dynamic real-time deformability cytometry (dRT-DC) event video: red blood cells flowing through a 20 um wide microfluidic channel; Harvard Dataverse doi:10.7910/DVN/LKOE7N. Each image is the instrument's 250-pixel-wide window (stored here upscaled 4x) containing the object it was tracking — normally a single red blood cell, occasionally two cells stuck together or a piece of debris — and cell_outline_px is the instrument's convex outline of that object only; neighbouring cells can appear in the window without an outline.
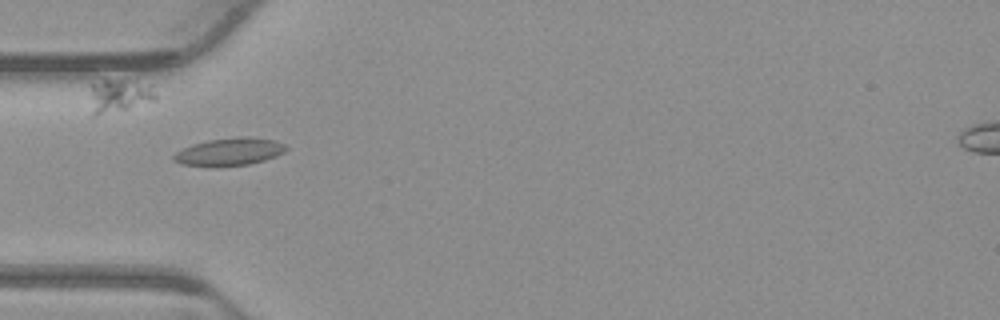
{"species": "common noctule bat (a hibernating species)", "species_latin": "Nyctalus noctula", "temperature_condition": "warm", "stored_images_in_passage": 41, "camera_frame_rate_fps": 3000, "um_per_image_px": 0.085, "animal": {"sex": "male", "body_mass_g": 23.1, "forearm_length_mm": 52.7}, "frame": {"image": 1, "passage_image": 4, "time_ms": 1.0, "image_size_px": [1000, 320], "cell_outline_px": [[288, 148], [284, 152], [276, 156], [264, 160], [248, 164], [212, 168], [180, 164], [172, 160], [172, 156], [176, 152], [192, 144], [208, 140], [236, 136], [248, 136], [272, 140], [284, 144]], "centroid_in_image_um": [19.45, 12.91], "position_along_channel_um": 65.6, "area_um2": 18.44}}
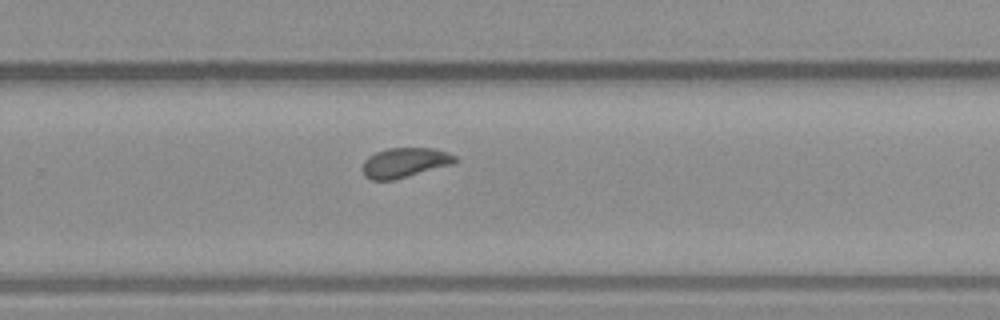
{"frame": {"image": 2, "passage_image": 22, "time_ms": 7.0, "image_size_px": [1000, 320], "cell_outline_px": [[460, 160], [456, 164], [396, 180], [372, 180], [364, 176], [360, 168], [364, 160], [368, 156], [376, 152], [388, 148], [432, 148], [448, 152], [456, 156]], "centroid_in_image_um": [34.43, 13.84], "position_along_channel_um": 295.4, "area_um2": 16.65}}
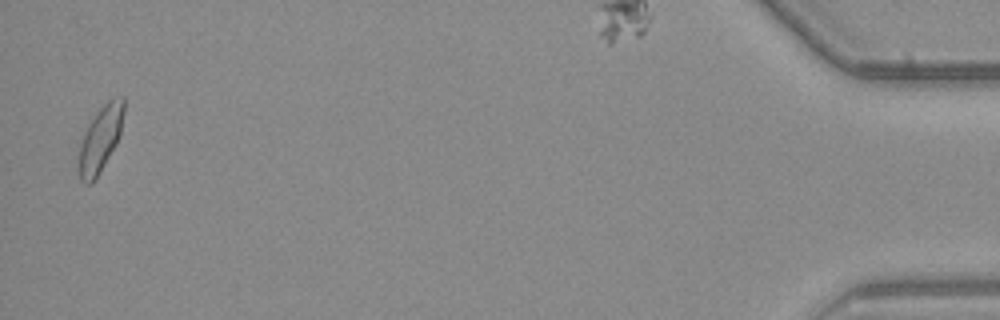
{"frame": {"image": 3, "passage_image": 40, "time_ms": 13.0, "image_size_px": [1000, 320], "cell_outline_px": [[124, 112], [120, 136], [116, 144], [96, 180], [92, 184], [84, 184], [80, 180], [80, 144], [84, 132], [96, 112], [108, 100], [120, 96], [124, 96]], "centroid_in_image_um": [8.56, 11.82], "position_along_channel_um": 426.6, "area_um2": 17.17}, "authors_computed_cell_mechanics": {"area_um2": 16.5308, "velocity_mm_per_s": 3.8247, "shape_relaxation_time_tau1_ms": 5.0587, "shape_relaxation_time_tau2_ms": null, "deformation_change_tau1": 0.0915, "deformation_change_tau2": null}}